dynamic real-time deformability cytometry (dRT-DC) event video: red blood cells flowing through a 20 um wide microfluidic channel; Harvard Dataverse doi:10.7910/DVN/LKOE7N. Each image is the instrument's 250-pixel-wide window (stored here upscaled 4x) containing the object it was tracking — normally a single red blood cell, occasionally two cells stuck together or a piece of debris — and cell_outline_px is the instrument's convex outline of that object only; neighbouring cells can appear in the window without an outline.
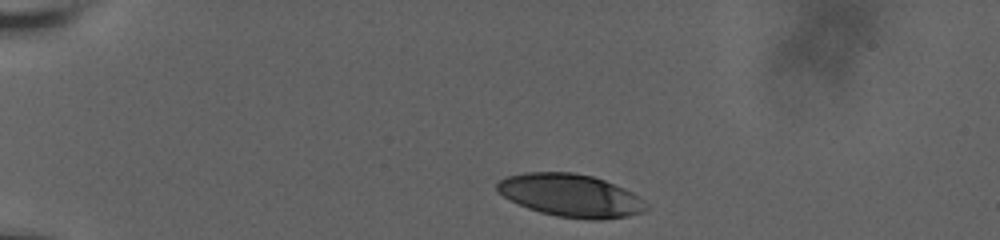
{"species": "human", "species_latin": "Homo sapiens", "temperature_condition": "room temperature", "stored_images_in_passage": 5, "camera_frame_rate_fps": 3000, "um_per_image_px": 0.085, "donor": {"sex": "male"}, "frame": {"image": 1, "passage_image": 1, "time_ms": 0.0, "image_size_px": [1000, 240], "cell_outline_px": [[648, 208], [644, 212], [628, 216], [604, 220], [588, 220], [556, 216], [540, 212], [528, 208], [496, 192], [496, 184], [500, 180], [508, 176], [524, 172], [572, 172], [592, 176], [604, 180], [632, 192], [640, 196], [648, 204]], "centroid_in_image_um": [48.54, 16.62], "position_along_channel_um": 36.5, "area_um2": 37.34}}
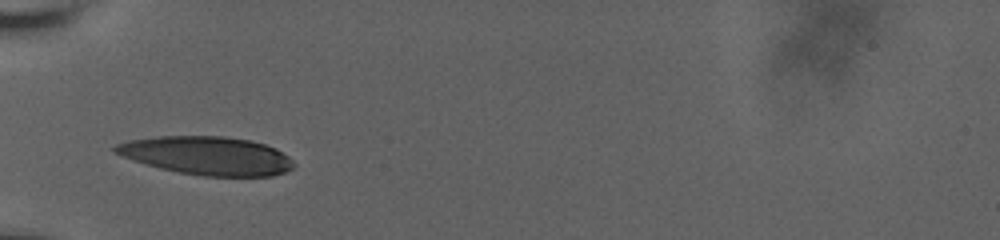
{"frame": {"image": 2, "passage_image": 4, "time_ms": 2.667, "image_size_px": [1000, 240], "cell_outline_px": [[296, 164], [292, 168], [284, 172], [272, 176], [204, 176], [180, 172], [160, 168], [112, 152], [112, 148], [116, 144], [128, 140], [160, 136], [224, 136], [248, 140], [264, 144], [276, 148], [288, 156]], "centroid_in_image_um": [17.61, 13.22], "position_along_channel_um": 67.4, "area_um2": 39.65}}